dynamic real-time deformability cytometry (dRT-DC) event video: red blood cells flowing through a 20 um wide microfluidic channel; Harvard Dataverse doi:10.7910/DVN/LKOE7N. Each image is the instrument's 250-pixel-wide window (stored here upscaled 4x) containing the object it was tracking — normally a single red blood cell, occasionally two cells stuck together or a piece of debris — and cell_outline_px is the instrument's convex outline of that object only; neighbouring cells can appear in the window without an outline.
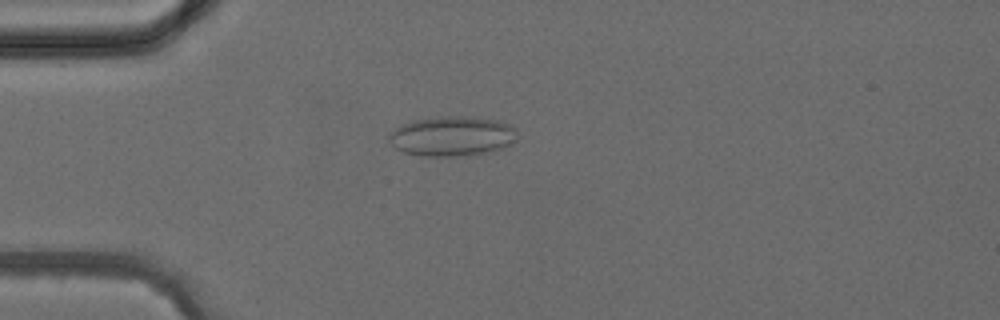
{"species": "common noctule bat (a hibernating species)", "species_latin": "Nyctalus noctula", "temperature_condition": "cold", "stored_images_in_passage": 4, "camera_frame_rate_fps": 3000, "um_per_image_px": 0.085, "animal": {"sex": "female", "body_mass_g": 24.6, "forearm_length_mm": 56.2}, "frame": {"image": 1, "passage_image": 3, "time_ms": 2.333, "image_size_px": [1000, 320], "cell_outline_px": [[516, 140], [512, 144], [504, 148], [488, 152], [460, 156], [424, 156], [404, 152], [388, 144], [388, 136], [400, 124], [412, 120], [448, 116], [476, 116], [496, 120], [508, 124], [516, 128]], "centroid_in_image_um": [38.43, 11.57], "position_along_channel_um": 46.6, "area_um2": 30.06}}